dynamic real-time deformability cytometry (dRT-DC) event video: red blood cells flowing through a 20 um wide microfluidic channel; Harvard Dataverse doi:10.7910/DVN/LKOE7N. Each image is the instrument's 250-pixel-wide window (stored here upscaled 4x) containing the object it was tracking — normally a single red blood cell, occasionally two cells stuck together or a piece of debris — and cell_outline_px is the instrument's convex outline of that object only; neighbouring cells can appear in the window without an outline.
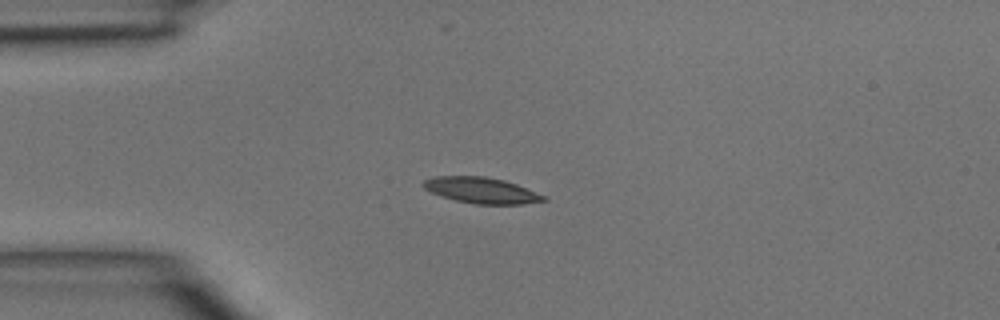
{"species": "common noctule bat (a hibernating species)", "species_latin": "Nyctalus noctula", "temperature_condition": "room temperature", "stored_images_in_passage": 36, "camera_frame_rate_fps": 3000, "um_per_image_px": 0.085, "animal": {"sex": "male", "body_mass_g": 15.6}, "frame": {"image": 1, "passage_image": 1, "time_ms": 0.0, "image_size_px": [1000, 320], "cell_outline_px": [[548, 200], [524, 204], [476, 204], [456, 200], [432, 192], [424, 188], [420, 184], [424, 180], [432, 176], [484, 176], [504, 180], [516, 184], [548, 196]], "centroid_in_image_um": [40.95, 16.17], "position_along_channel_um": 44.0, "area_um2": 18.21}}
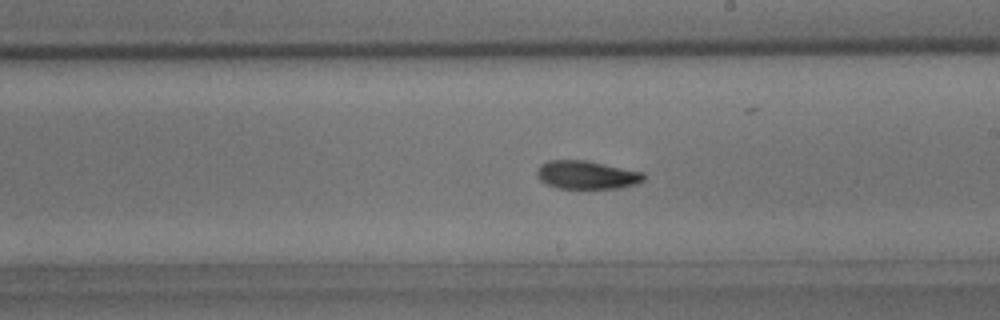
{"frame": {"image": 2, "passage_image": 16, "time_ms": 5.0, "image_size_px": [1000, 320], "cell_outline_px": [[644, 180], [636, 184], [620, 188], [556, 188], [540, 180], [536, 172], [540, 164], [548, 160], [584, 160], [644, 172]], "centroid_in_image_um": [49.86, 14.86], "position_along_channel_um": 239.1, "area_um2": 17.51}}
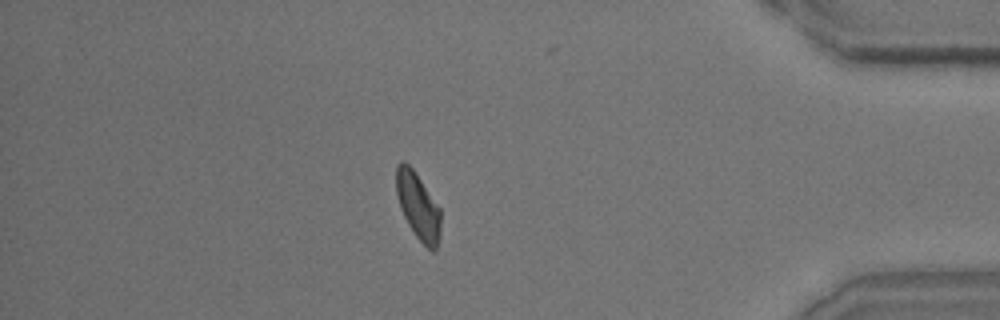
{"frame": {"image": 3, "passage_image": 30, "time_ms": 9.667, "image_size_px": [1000, 320], "cell_outline_px": [[440, 236], [436, 248], [432, 252], [416, 236], [408, 224], [400, 208], [396, 192], [396, 164], [400, 160], [404, 160], [412, 168], [440, 208]], "centroid_in_image_um": [35.52, 17.49], "position_along_channel_um": 399.7, "area_um2": 17.17}}